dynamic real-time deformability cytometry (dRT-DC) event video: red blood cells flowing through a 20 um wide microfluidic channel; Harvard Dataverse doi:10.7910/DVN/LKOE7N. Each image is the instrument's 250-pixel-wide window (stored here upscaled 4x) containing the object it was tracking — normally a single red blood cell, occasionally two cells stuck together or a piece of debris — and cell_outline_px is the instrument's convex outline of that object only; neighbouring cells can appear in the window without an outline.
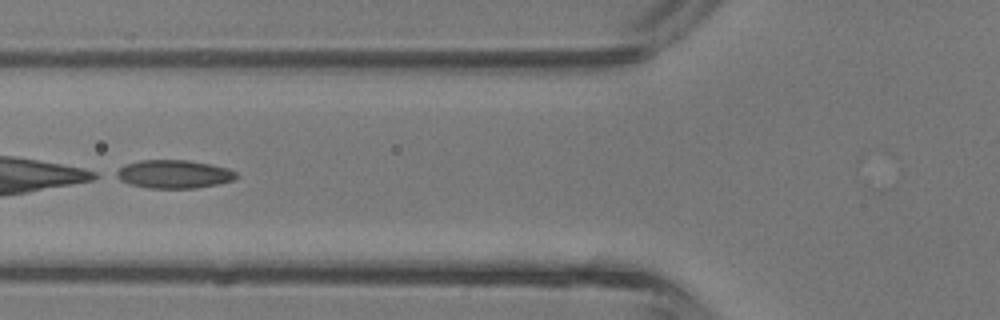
{"species": "common noctule bat (a hibernating species)", "species_latin": "Nyctalus noctula", "temperature_condition": "room temperature", "stored_images_in_passage": 39, "camera_frame_rate_fps": 3000, "um_per_image_px": 0.085, "animal": {"sex": "male", "body_mass_g": 13.3}, "frame": {"image": 1, "passage_image": 14, "time_ms": 4.333, "image_size_px": [1000, 320], "cell_outline_px": [[236, 176], [232, 180], [216, 184], [196, 188], [148, 188], [132, 184], [120, 180], [112, 176], [112, 172], [124, 164], [140, 160], [188, 160], [228, 168], [236, 172]], "centroid_in_image_um": [14.68, 14.79], "position_along_channel_um": 111.1, "area_um2": 19.83}}
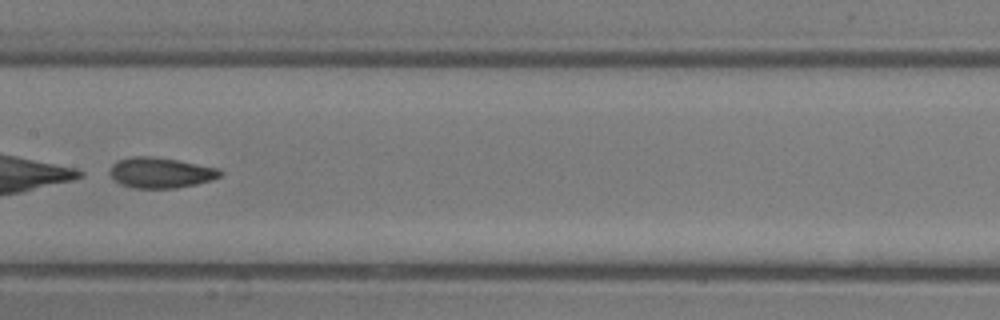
{"frame": {"image": 2, "passage_image": 19, "time_ms": 6.0, "image_size_px": [1000, 320], "cell_outline_px": [[224, 172], [220, 176], [212, 180], [196, 184], [176, 188], [132, 188], [120, 184], [108, 172], [112, 164], [116, 160], [132, 156], [152, 156], [176, 160], [220, 168]], "centroid_in_image_um": [13.65, 14.67], "position_along_channel_um": 193.8, "area_um2": 19.77}}
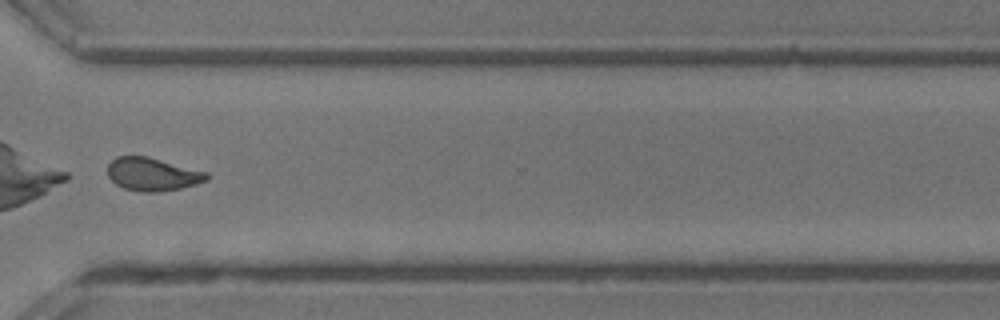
{"frame": {"image": 3, "passage_image": 29, "time_ms": 9.333, "image_size_px": [1000, 320], "cell_outline_px": [[208, 180], [196, 184], [180, 188], [160, 192], [140, 192], [124, 188], [116, 184], [108, 176], [108, 164], [116, 156], [148, 156], [208, 172]], "centroid_in_image_um": [12.96, 14.81], "position_along_channel_um": 357.6, "area_um2": 19.19}}